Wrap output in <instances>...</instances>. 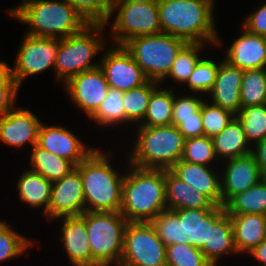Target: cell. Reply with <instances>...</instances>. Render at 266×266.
Listing matches in <instances>:
<instances>
[{
  "mask_svg": "<svg viewBox=\"0 0 266 266\" xmlns=\"http://www.w3.org/2000/svg\"><path fill=\"white\" fill-rule=\"evenodd\" d=\"M18 85H0V116L15 107Z\"/></svg>",
  "mask_w": 266,
  "mask_h": 266,
  "instance_id": "obj_46",
  "label": "cell"
},
{
  "mask_svg": "<svg viewBox=\"0 0 266 266\" xmlns=\"http://www.w3.org/2000/svg\"><path fill=\"white\" fill-rule=\"evenodd\" d=\"M236 116L243 124L248 143L266 138V104L241 107Z\"/></svg>",
  "mask_w": 266,
  "mask_h": 266,
  "instance_id": "obj_34",
  "label": "cell"
},
{
  "mask_svg": "<svg viewBox=\"0 0 266 266\" xmlns=\"http://www.w3.org/2000/svg\"><path fill=\"white\" fill-rule=\"evenodd\" d=\"M85 212L84 190L79 169L75 167L52 185L47 208L49 220L79 216Z\"/></svg>",
  "mask_w": 266,
  "mask_h": 266,
  "instance_id": "obj_13",
  "label": "cell"
},
{
  "mask_svg": "<svg viewBox=\"0 0 266 266\" xmlns=\"http://www.w3.org/2000/svg\"><path fill=\"white\" fill-rule=\"evenodd\" d=\"M42 122L26 109L12 108L0 116V140L13 147H22L27 142L32 147L37 144Z\"/></svg>",
  "mask_w": 266,
  "mask_h": 266,
  "instance_id": "obj_17",
  "label": "cell"
},
{
  "mask_svg": "<svg viewBox=\"0 0 266 266\" xmlns=\"http://www.w3.org/2000/svg\"><path fill=\"white\" fill-rule=\"evenodd\" d=\"M105 26L88 24L79 33L60 39L54 64L57 81L62 80L65 84L73 76L99 67V62L93 63L91 60L103 49L101 33Z\"/></svg>",
  "mask_w": 266,
  "mask_h": 266,
  "instance_id": "obj_6",
  "label": "cell"
},
{
  "mask_svg": "<svg viewBox=\"0 0 266 266\" xmlns=\"http://www.w3.org/2000/svg\"><path fill=\"white\" fill-rule=\"evenodd\" d=\"M200 250L213 266H217L224 254L237 253L233 226L227 212L214 225H209L208 245H203Z\"/></svg>",
  "mask_w": 266,
  "mask_h": 266,
  "instance_id": "obj_25",
  "label": "cell"
},
{
  "mask_svg": "<svg viewBox=\"0 0 266 266\" xmlns=\"http://www.w3.org/2000/svg\"><path fill=\"white\" fill-rule=\"evenodd\" d=\"M123 93L124 91L122 90L110 87L107 96L90 119L95 120V122L103 126H117L119 123H125Z\"/></svg>",
  "mask_w": 266,
  "mask_h": 266,
  "instance_id": "obj_33",
  "label": "cell"
},
{
  "mask_svg": "<svg viewBox=\"0 0 266 266\" xmlns=\"http://www.w3.org/2000/svg\"><path fill=\"white\" fill-rule=\"evenodd\" d=\"M226 161L228 163L225 166L223 178L220 179L223 206L235 195L253 187L263 178L251 153Z\"/></svg>",
  "mask_w": 266,
  "mask_h": 266,
  "instance_id": "obj_16",
  "label": "cell"
},
{
  "mask_svg": "<svg viewBox=\"0 0 266 266\" xmlns=\"http://www.w3.org/2000/svg\"><path fill=\"white\" fill-rule=\"evenodd\" d=\"M23 2V3H22ZM8 13L30 25L26 34L63 39L82 31L89 23L67 0H23Z\"/></svg>",
  "mask_w": 266,
  "mask_h": 266,
  "instance_id": "obj_2",
  "label": "cell"
},
{
  "mask_svg": "<svg viewBox=\"0 0 266 266\" xmlns=\"http://www.w3.org/2000/svg\"><path fill=\"white\" fill-rule=\"evenodd\" d=\"M266 99V68L244 70L240 87L241 107L263 105Z\"/></svg>",
  "mask_w": 266,
  "mask_h": 266,
  "instance_id": "obj_32",
  "label": "cell"
},
{
  "mask_svg": "<svg viewBox=\"0 0 266 266\" xmlns=\"http://www.w3.org/2000/svg\"><path fill=\"white\" fill-rule=\"evenodd\" d=\"M237 253H249L266 238V215L229 214Z\"/></svg>",
  "mask_w": 266,
  "mask_h": 266,
  "instance_id": "obj_24",
  "label": "cell"
},
{
  "mask_svg": "<svg viewBox=\"0 0 266 266\" xmlns=\"http://www.w3.org/2000/svg\"><path fill=\"white\" fill-rule=\"evenodd\" d=\"M52 185L53 183L41 174L25 170L18 181L19 198L32 207L43 206L44 216H47Z\"/></svg>",
  "mask_w": 266,
  "mask_h": 266,
  "instance_id": "obj_27",
  "label": "cell"
},
{
  "mask_svg": "<svg viewBox=\"0 0 266 266\" xmlns=\"http://www.w3.org/2000/svg\"><path fill=\"white\" fill-rule=\"evenodd\" d=\"M210 104V105H209ZM204 136L213 138L219 134L236 116L232 112L222 109L213 103L203 101L201 105Z\"/></svg>",
  "mask_w": 266,
  "mask_h": 266,
  "instance_id": "obj_40",
  "label": "cell"
},
{
  "mask_svg": "<svg viewBox=\"0 0 266 266\" xmlns=\"http://www.w3.org/2000/svg\"><path fill=\"white\" fill-rule=\"evenodd\" d=\"M177 127L184 139L204 136L201 107L197 111V118L181 119Z\"/></svg>",
  "mask_w": 266,
  "mask_h": 266,
  "instance_id": "obj_45",
  "label": "cell"
},
{
  "mask_svg": "<svg viewBox=\"0 0 266 266\" xmlns=\"http://www.w3.org/2000/svg\"><path fill=\"white\" fill-rule=\"evenodd\" d=\"M174 93L169 88L159 87L151 94L143 121L138 124L144 127L169 126L172 123Z\"/></svg>",
  "mask_w": 266,
  "mask_h": 266,
  "instance_id": "obj_30",
  "label": "cell"
},
{
  "mask_svg": "<svg viewBox=\"0 0 266 266\" xmlns=\"http://www.w3.org/2000/svg\"><path fill=\"white\" fill-rule=\"evenodd\" d=\"M242 26L252 34L266 37V3L250 14Z\"/></svg>",
  "mask_w": 266,
  "mask_h": 266,
  "instance_id": "obj_44",
  "label": "cell"
},
{
  "mask_svg": "<svg viewBox=\"0 0 266 266\" xmlns=\"http://www.w3.org/2000/svg\"><path fill=\"white\" fill-rule=\"evenodd\" d=\"M241 68L223 60L219 64L216 80L210 95L212 103L237 115L241 110L240 87L243 79Z\"/></svg>",
  "mask_w": 266,
  "mask_h": 266,
  "instance_id": "obj_21",
  "label": "cell"
},
{
  "mask_svg": "<svg viewBox=\"0 0 266 266\" xmlns=\"http://www.w3.org/2000/svg\"><path fill=\"white\" fill-rule=\"evenodd\" d=\"M89 24H105L112 8L113 0H67Z\"/></svg>",
  "mask_w": 266,
  "mask_h": 266,
  "instance_id": "obj_42",
  "label": "cell"
},
{
  "mask_svg": "<svg viewBox=\"0 0 266 266\" xmlns=\"http://www.w3.org/2000/svg\"><path fill=\"white\" fill-rule=\"evenodd\" d=\"M60 39L35 37L25 34L12 69V77L18 86L26 77L54 68Z\"/></svg>",
  "mask_w": 266,
  "mask_h": 266,
  "instance_id": "obj_11",
  "label": "cell"
},
{
  "mask_svg": "<svg viewBox=\"0 0 266 266\" xmlns=\"http://www.w3.org/2000/svg\"><path fill=\"white\" fill-rule=\"evenodd\" d=\"M160 82L148 80L145 84L123 93L125 123L143 121L151 94L158 88Z\"/></svg>",
  "mask_w": 266,
  "mask_h": 266,
  "instance_id": "obj_31",
  "label": "cell"
},
{
  "mask_svg": "<svg viewBox=\"0 0 266 266\" xmlns=\"http://www.w3.org/2000/svg\"><path fill=\"white\" fill-rule=\"evenodd\" d=\"M177 177L207 196L216 206L222 205L219 175L210 166L179 160L171 169Z\"/></svg>",
  "mask_w": 266,
  "mask_h": 266,
  "instance_id": "obj_22",
  "label": "cell"
},
{
  "mask_svg": "<svg viewBox=\"0 0 266 266\" xmlns=\"http://www.w3.org/2000/svg\"><path fill=\"white\" fill-rule=\"evenodd\" d=\"M151 223L154 225L158 237L166 246L182 244L181 221L175 210L164 209Z\"/></svg>",
  "mask_w": 266,
  "mask_h": 266,
  "instance_id": "obj_38",
  "label": "cell"
},
{
  "mask_svg": "<svg viewBox=\"0 0 266 266\" xmlns=\"http://www.w3.org/2000/svg\"><path fill=\"white\" fill-rule=\"evenodd\" d=\"M69 98L89 118L100 107L110 86L100 67L79 73L65 83Z\"/></svg>",
  "mask_w": 266,
  "mask_h": 266,
  "instance_id": "obj_14",
  "label": "cell"
},
{
  "mask_svg": "<svg viewBox=\"0 0 266 266\" xmlns=\"http://www.w3.org/2000/svg\"><path fill=\"white\" fill-rule=\"evenodd\" d=\"M37 145L57 156L70 161L75 167L80 164L95 148H86L74 133L62 126L39 128Z\"/></svg>",
  "mask_w": 266,
  "mask_h": 266,
  "instance_id": "obj_15",
  "label": "cell"
},
{
  "mask_svg": "<svg viewBox=\"0 0 266 266\" xmlns=\"http://www.w3.org/2000/svg\"><path fill=\"white\" fill-rule=\"evenodd\" d=\"M106 154L95 148L76 166L82 178L85 211L120 212L125 175L110 166Z\"/></svg>",
  "mask_w": 266,
  "mask_h": 266,
  "instance_id": "obj_4",
  "label": "cell"
},
{
  "mask_svg": "<svg viewBox=\"0 0 266 266\" xmlns=\"http://www.w3.org/2000/svg\"><path fill=\"white\" fill-rule=\"evenodd\" d=\"M117 10V12L115 11ZM114 45H124L133 37L161 33L158 0H118L112 3L110 16Z\"/></svg>",
  "mask_w": 266,
  "mask_h": 266,
  "instance_id": "obj_9",
  "label": "cell"
},
{
  "mask_svg": "<svg viewBox=\"0 0 266 266\" xmlns=\"http://www.w3.org/2000/svg\"><path fill=\"white\" fill-rule=\"evenodd\" d=\"M32 245V241L14 231L6 221H0V262L21 256Z\"/></svg>",
  "mask_w": 266,
  "mask_h": 266,
  "instance_id": "obj_39",
  "label": "cell"
},
{
  "mask_svg": "<svg viewBox=\"0 0 266 266\" xmlns=\"http://www.w3.org/2000/svg\"><path fill=\"white\" fill-rule=\"evenodd\" d=\"M181 221L182 244L201 249L208 245L209 225H214L225 213V206L203 209H177Z\"/></svg>",
  "mask_w": 266,
  "mask_h": 266,
  "instance_id": "obj_19",
  "label": "cell"
},
{
  "mask_svg": "<svg viewBox=\"0 0 266 266\" xmlns=\"http://www.w3.org/2000/svg\"><path fill=\"white\" fill-rule=\"evenodd\" d=\"M213 8V0H158L161 31L188 43L209 42L221 46Z\"/></svg>",
  "mask_w": 266,
  "mask_h": 266,
  "instance_id": "obj_1",
  "label": "cell"
},
{
  "mask_svg": "<svg viewBox=\"0 0 266 266\" xmlns=\"http://www.w3.org/2000/svg\"><path fill=\"white\" fill-rule=\"evenodd\" d=\"M203 101L204 99L195 97L194 94L178 98L174 94L171 125L178 126L181 119L197 118V111Z\"/></svg>",
  "mask_w": 266,
  "mask_h": 266,
  "instance_id": "obj_43",
  "label": "cell"
},
{
  "mask_svg": "<svg viewBox=\"0 0 266 266\" xmlns=\"http://www.w3.org/2000/svg\"><path fill=\"white\" fill-rule=\"evenodd\" d=\"M188 42L168 33L131 38L124 47L149 80L164 82L180 50Z\"/></svg>",
  "mask_w": 266,
  "mask_h": 266,
  "instance_id": "obj_7",
  "label": "cell"
},
{
  "mask_svg": "<svg viewBox=\"0 0 266 266\" xmlns=\"http://www.w3.org/2000/svg\"><path fill=\"white\" fill-rule=\"evenodd\" d=\"M217 158L213 139L208 136L188 138L184 140L181 160L189 163L210 166Z\"/></svg>",
  "mask_w": 266,
  "mask_h": 266,
  "instance_id": "obj_36",
  "label": "cell"
},
{
  "mask_svg": "<svg viewBox=\"0 0 266 266\" xmlns=\"http://www.w3.org/2000/svg\"><path fill=\"white\" fill-rule=\"evenodd\" d=\"M30 154L32 168L29 170L41 174L52 183L62 179L75 168L70 161L39 147L37 144L33 146Z\"/></svg>",
  "mask_w": 266,
  "mask_h": 266,
  "instance_id": "obj_28",
  "label": "cell"
},
{
  "mask_svg": "<svg viewBox=\"0 0 266 266\" xmlns=\"http://www.w3.org/2000/svg\"><path fill=\"white\" fill-rule=\"evenodd\" d=\"M212 139L217 157H225L227 160L251 153V146H247L249 143L245 136L243 124L237 116Z\"/></svg>",
  "mask_w": 266,
  "mask_h": 266,
  "instance_id": "obj_26",
  "label": "cell"
},
{
  "mask_svg": "<svg viewBox=\"0 0 266 266\" xmlns=\"http://www.w3.org/2000/svg\"><path fill=\"white\" fill-rule=\"evenodd\" d=\"M129 162L139 168L171 169L181 160L183 134L177 126H139Z\"/></svg>",
  "mask_w": 266,
  "mask_h": 266,
  "instance_id": "obj_5",
  "label": "cell"
},
{
  "mask_svg": "<svg viewBox=\"0 0 266 266\" xmlns=\"http://www.w3.org/2000/svg\"><path fill=\"white\" fill-rule=\"evenodd\" d=\"M204 46V43H187L178 53L170 72L164 80L167 77H171L177 83L186 84L197 62L201 58L199 53Z\"/></svg>",
  "mask_w": 266,
  "mask_h": 266,
  "instance_id": "obj_35",
  "label": "cell"
},
{
  "mask_svg": "<svg viewBox=\"0 0 266 266\" xmlns=\"http://www.w3.org/2000/svg\"><path fill=\"white\" fill-rule=\"evenodd\" d=\"M228 214H262L266 215V177L253 187L235 195L226 205Z\"/></svg>",
  "mask_w": 266,
  "mask_h": 266,
  "instance_id": "obj_29",
  "label": "cell"
},
{
  "mask_svg": "<svg viewBox=\"0 0 266 266\" xmlns=\"http://www.w3.org/2000/svg\"><path fill=\"white\" fill-rule=\"evenodd\" d=\"M166 266H213L203 252L191 244L166 246Z\"/></svg>",
  "mask_w": 266,
  "mask_h": 266,
  "instance_id": "obj_37",
  "label": "cell"
},
{
  "mask_svg": "<svg viewBox=\"0 0 266 266\" xmlns=\"http://www.w3.org/2000/svg\"><path fill=\"white\" fill-rule=\"evenodd\" d=\"M127 222L120 212L86 211V230L92 256L100 266H119Z\"/></svg>",
  "mask_w": 266,
  "mask_h": 266,
  "instance_id": "obj_8",
  "label": "cell"
},
{
  "mask_svg": "<svg viewBox=\"0 0 266 266\" xmlns=\"http://www.w3.org/2000/svg\"><path fill=\"white\" fill-rule=\"evenodd\" d=\"M119 266H166V245L151 222H127Z\"/></svg>",
  "mask_w": 266,
  "mask_h": 266,
  "instance_id": "obj_10",
  "label": "cell"
},
{
  "mask_svg": "<svg viewBox=\"0 0 266 266\" xmlns=\"http://www.w3.org/2000/svg\"><path fill=\"white\" fill-rule=\"evenodd\" d=\"M125 174L120 213L128 222H151L167 208L165 169L129 165Z\"/></svg>",
  "mask_w": 266,
  "mask_h": 266,
  "instance_id": "obj_3",
  "label": "cell"
},
{
  "mask_svg": "<svg viewBox=\"0 0 266 266\" xmlns=\"http://www.w3.org/2000/svg\"><path fill=\"white\" fill-rule=\"evenodd\" d=\"M227 49L224 60L242 70L266 68V37L246 29Z\"/></svg>",
  "mask_w": 266,
  "mask_h": 266,
  "instance_id": "obj_20",
  "label": "cell"
},
{
  "mask_svg": "<svg viewBox=\"0 0 266 266\" xmlns=\"http://www.w3.org/2000/svg\"><path fill=\"white\" fill-rule=\"evenodd\" d=\"M165 193L168 209L215 208L216 205L204 194L177 177L170 169H165Z\"/></svg>",
  "mask_w": 266,
  "mask_h": 266,
  "instance_id": "obj_23",
  "label": "cell"
},
{
  "mask_svg": "<svg viewBox=\"0 0 266 266\" xmlns=\"http://www.w3.org/2000/svg\"><path fill=\"white\" fill-rule=\"evenodd\" d=\"M11 68L6 62L0 61V85H18L12 77Z\"/></svg>",
  "mask_w": 266,
  "mask_h": 266,
  "instance_id": "obj_48",
  "label": "cell"
},
{
  "mask_svg": "<svg viewBox=\"0 0 266 266\" xmlns=\"http://www.w3.org/2000/svg\"><path fill=\"white\" fill-rule=\"evenodd\" d=\"M61 241L74 266H100L92 256L87 230L86 211L79 216L63 217Z\"/></svg>",
  "mask_w": 266,
  "mask_h": 266,
  "instance_id": "obj_18",
  "label": "cell"
},
{
  "mask_svg": "<svg viewBox=\"0 0 266 266\" xmlns=\"http://www.w3.org/2000/svg\"><path fill=\"white\" fill-rule=\"evenodd\" d=\"M112 47L103 54L99 62L108 85L114 89L128 91L145 84L149 79L124 45Z\"/></svg>",
  "mask_w": 266,
  "mask_h": 266,
  "instance_id": "obj_12",
  "label": "cell"
},
{
  "mask_svg": "<svg viewBox=\"0 0 266 266\" xmlns=\"http://www.w3.org/2000/svg\"><path fill=\"white\" fill-rule=\"evenodd\" d=\"M249 254L260 261L262 266H266V238L259 245L253 248Z\"/></svg>",
  "mask_w": 266,
  "mask_h": 266,
  "instance_id": "obj_49",
  "label": "cell"
},
{
  "mask_svg": "<svg viewBox=\"0 0 266 266\" xmlns=\"http://www.w3.org/2000/svg\"><path fill=\"white\" fill-rule=\"evenodd\" d=\"M219 65L210 59L200 58L187 80L190 90L209 94L216 80Z\"/></svg>",
  "mask_w": 266,
  "mask_h": 266,
  "instance_id": "obj_41",
  "label": "cell"
},
{
  "mask_svg": "<svg viewBox=\"0 0 266 266\" xmlns=\"http://www.w3.org/2000/svg\"><path fill=\"white\" fill-rule=\"evenodd\" d=\"M251 154L253 155L262 176L266 177V138L255 143L253 148L251 147Z\"/></svg>",
  "mask_w": 266,
  "mask_h": 266,
  "instance_id": "obj_47",
  "label": "cell"
}]
</instances>
